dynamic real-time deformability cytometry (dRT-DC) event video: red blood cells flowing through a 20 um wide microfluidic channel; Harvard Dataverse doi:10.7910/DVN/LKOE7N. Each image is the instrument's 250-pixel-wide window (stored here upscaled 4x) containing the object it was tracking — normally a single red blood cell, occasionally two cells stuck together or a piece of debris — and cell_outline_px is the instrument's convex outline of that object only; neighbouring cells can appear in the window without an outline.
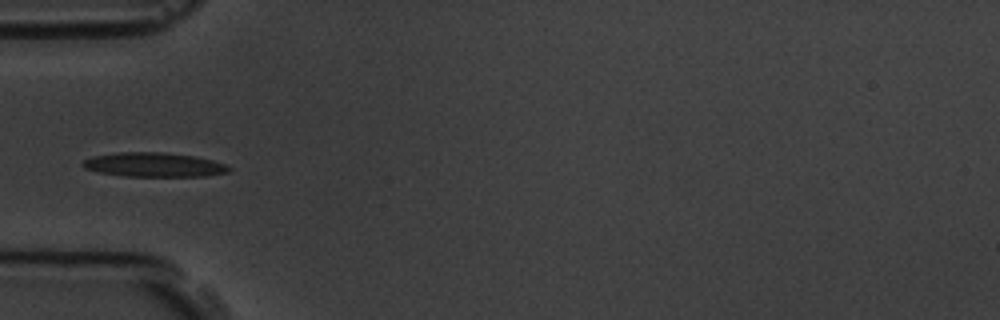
{"species": "common noctule bat (a hibernating species)", "species_latin": "Nyctalus noctula", "temperature_condition": "room temperature", "stored_images_in_passage": 6, "camera_frame_rate_fps": 3000, "um_per_image_px": 0.085, "animal": {"sex": "male", "body_mass_g": 19.5, "forearm_length_mm": 54.6}, "frame": {"image": 1, "passage_image": 5, "time_ms": 4.667, "image_size_px": [1000, 320], "cell_outline_px": [[232, 168], [228, 172], [208, 176], [124, 176], [96, 172], [84, 168], [80, 164], [84, 160], [92, 156], [120, 152], [164, 152], [196, 156], [212, 160], [224, 164]], "centroid_in_image_um": [13.06, 14.0], "position_along_channel_um": 71.9, "area_um2": 20.81}}
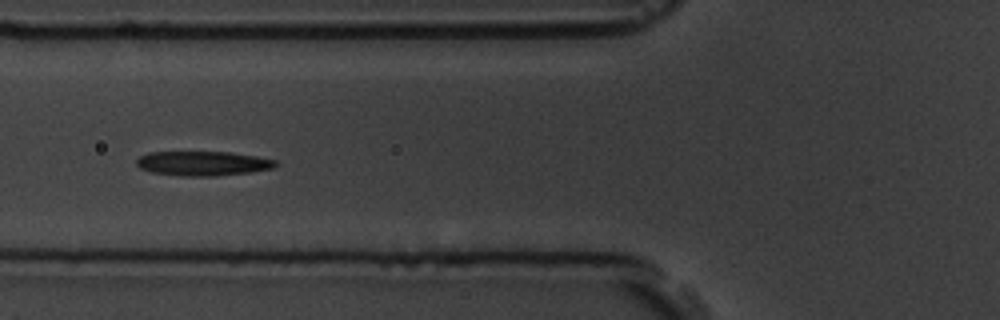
{"frame": {"image": 2, "passage_image": 6, "time_ms": 5.667, "image_size_px": [1000, 320], "cell_outline_px": [[280, 164], [272, 168], [252, 172], [216, 176], [180, 176], [152, 172], [140, 168], [136, 164], [136, 160], [140, 156], [148, 152], [228, 152], [256, 156], [276, 160]], "centroid_in_image_um": [17.26, 13.89], "position_along_channel_um": 108.5, "area_um2": 19.94}}